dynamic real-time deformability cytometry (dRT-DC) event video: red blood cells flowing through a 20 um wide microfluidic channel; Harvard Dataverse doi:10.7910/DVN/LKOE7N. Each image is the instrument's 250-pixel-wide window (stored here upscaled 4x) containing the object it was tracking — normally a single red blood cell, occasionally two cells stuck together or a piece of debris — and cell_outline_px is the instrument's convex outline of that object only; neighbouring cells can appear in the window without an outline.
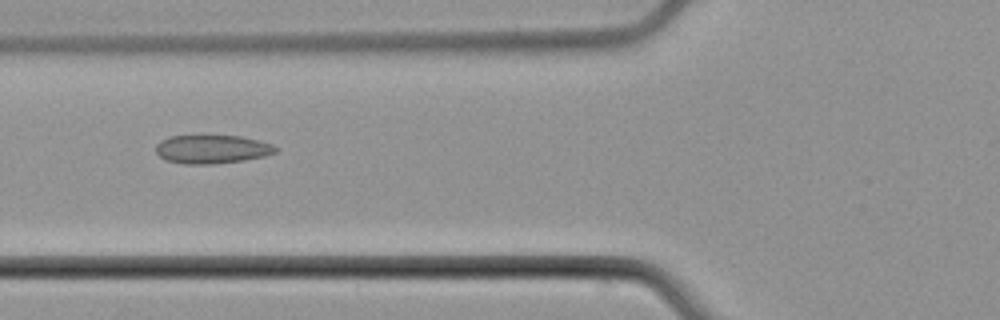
{"species": "common noctule bat (a hibernating species)", "species_latin": "Nyctalus noctula", "temperature_condition": "cold", "stored_images_in_passage": 7, "camera_frame_rate_fps": 3000, "um_per_image_px": 0.085, "animal": {"sex": "male", "body_mass_g": 21.5, "forearm_length_mm": 52.0}, "frame": {"image": 1, "passage_image": 5, "time_ms": 5.667, "image_size_px": [1000, 320], "cell_outline_px": [[280, 148], [276, 152], [264, 156], [244, 160], [212, 164], [184, 164], [164, 160], [156, 152], [156, 144], [160, 140], [168, 136], [204, 132], [240, 136], [272, 144]], "centroid_in_image_um": [17.96, 12.62], "position_along_channel_um": 107.8, "area_um2": 20.98}}
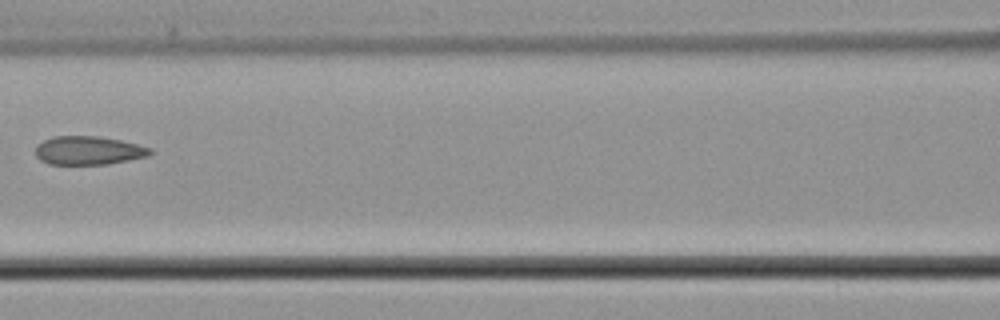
{"frame": {"image": 2, "passage_image": 6, "time_ms": 7.0, "image_size_px": [1000, 320], "cell_outline_px": [[152, 152], [148, 156], [108, 164], [48, 164], [40, 160], [36, 156], [36, 144], [52, 136], [96, 136], [120, 140], [152, 148]], "centroid_in_image_um": [7.49, 12.79], "position_along_channel_um": 159.1, "area_um2": 19.07}}
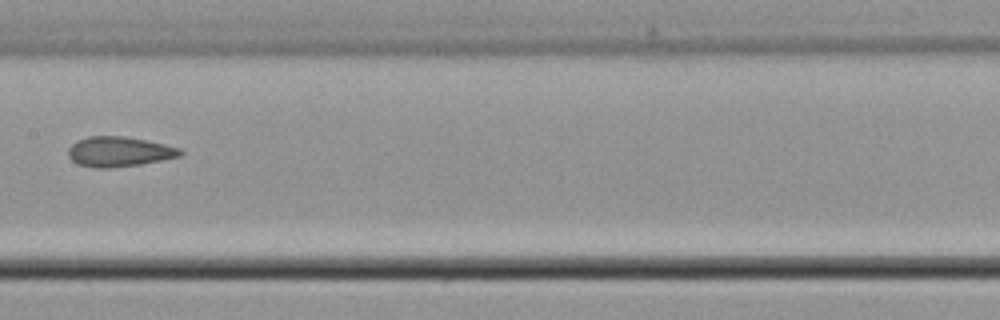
{"frame": {"image": 3, "passage_image": 7, "time_ms": 8.0, "image_size_px": [1000, 320], "cell_outline_px": [[184, 152], [180, 156], [140, 164], [108, 168], [92, 168], [80, 164], [72, 160], [68, 156], [68, 148], [76, 140], [88, 136], [124, 136], [164, 144], [180, 148]], "centroid_in_image_um": [10.09, 12.89], "position_along_channel_um": 197.3, "area_um2": 19.48}}